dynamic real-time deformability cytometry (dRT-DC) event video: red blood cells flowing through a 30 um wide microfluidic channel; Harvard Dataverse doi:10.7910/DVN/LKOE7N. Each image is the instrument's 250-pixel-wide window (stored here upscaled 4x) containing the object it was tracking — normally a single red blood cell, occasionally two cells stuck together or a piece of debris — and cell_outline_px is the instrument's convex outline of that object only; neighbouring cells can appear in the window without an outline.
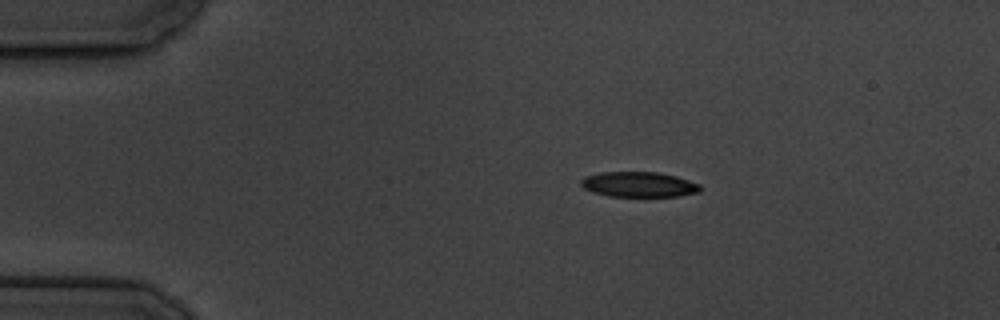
{"species": "common noctule bat (a hibernating species)", "species_latin": "Nyctalus noctula", "temperature_condition": "cold", "stored_images_in_passage": 3, "camera_frame_rate_fps": 3000, "um_per_image_px": 0.085, "animal": {"sex": "male", "body_mass_g": 19.5, "forearm_length_mm": 54.6}, "frame": {"image": 1, "passage_image": 1, "time_ms": 0.0, "image_size_px": [1000, 320], "cell_outline_px": [[700, 192], [680, 196], [608, 196], [592, 192], [584, 188], [580, 184], [580, 180], [584, 176], [600, 172], [660, 172], [676, 176], [700, 184]], "centroid_in_image_um": [54.28, 15.67], "position_along_channel_um": 30.7, "area_um2": 17.63}}